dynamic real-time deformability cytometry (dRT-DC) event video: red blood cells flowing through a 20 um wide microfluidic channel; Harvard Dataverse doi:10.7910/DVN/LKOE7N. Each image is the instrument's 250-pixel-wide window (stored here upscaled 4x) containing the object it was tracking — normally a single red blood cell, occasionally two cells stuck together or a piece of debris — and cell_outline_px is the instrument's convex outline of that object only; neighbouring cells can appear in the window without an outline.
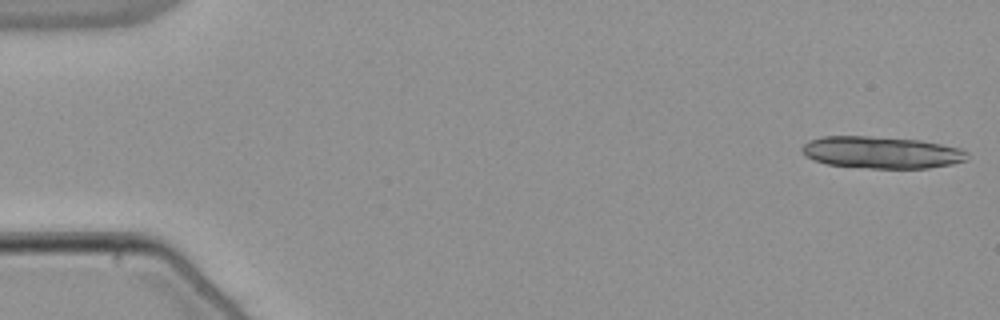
{"species": "common noctule bat (a hibernating species)", "species_latin": "Nyctalus noctula", "temperature_condition": "warm", "stored_images_in_passage": 15, "camera_frame_rate_fps": 3000, "um_per_image_px": 0.085, "animal": {"sex": "male", "body_mass_g": 21.5, "forearm_length_mm": 52.0}, "frame": {"image": 1, "passage_image": 1, "time_ms": 0.0, "image_size_px": [1000, 320], "cell_outline_px": [[968, 160], [952, 164], [928, 168], [868, 168], [828, 164], [812, 160], [800, 148], [808, 140], [824, 136], [868, 136], [920, 140], [960, 148], [968, 152]], "centroid_in_image_um": [74.94, 12.95], "position_along_channel_um": 10.1, "area_um2": 30.75}}